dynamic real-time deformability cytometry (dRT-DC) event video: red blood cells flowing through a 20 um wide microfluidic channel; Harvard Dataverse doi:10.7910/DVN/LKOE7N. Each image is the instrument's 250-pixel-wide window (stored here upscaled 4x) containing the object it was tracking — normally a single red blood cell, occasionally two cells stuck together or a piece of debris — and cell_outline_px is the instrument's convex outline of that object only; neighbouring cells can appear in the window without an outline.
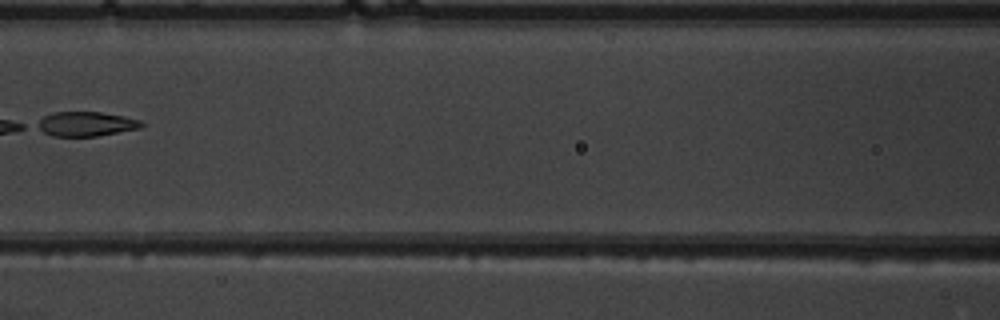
{"species": "common noctule bat (a hibernating species)", "species_latin": "Nyctalus noctula", "temperature_condition": "warm", "stored_images_in_passage": 8, "camera_frame_rate_fps": 3000, "um_per_image_px": 0.085, "animal": {"sex": "male", "body_mass_g": 19.5, "forearm_length_mm": 54.6}, "frame": {"image": 1, "passage_image": 7, "time_ms": 7.333, "image_size_px": [1000, 320], "cell_outline_px": [[144, 124], [140, 128], [96, 136], [52, 136], [36, 128], [32, 124], [44, 116], [52, 112], [100, 112], [124, 116], [140, 120]], "centroid_in_image_um": [7.24, 10.53], "position_along_channel_um": 159.4, "area_um2": 14.97}}
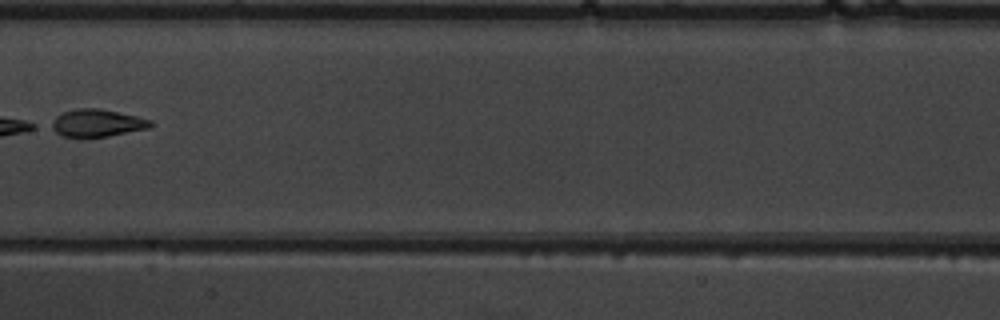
{"frame": {"image": 2, "passage_image": 8, "time_ms": 8.333, "image_size_px": [1000, 320], "cell_outline_px": [[156, 124], [148, 128], [108, 136], [64, 136], [48, 128], [44, 124], [56, 116], [64, 112], [80, 108], [100, 108], [136, 116], [152, 120]], "centroid_in_image_um": [8.19, 10.44], "position_along_channel_um": 199.2, "area_um2": 15.95}}